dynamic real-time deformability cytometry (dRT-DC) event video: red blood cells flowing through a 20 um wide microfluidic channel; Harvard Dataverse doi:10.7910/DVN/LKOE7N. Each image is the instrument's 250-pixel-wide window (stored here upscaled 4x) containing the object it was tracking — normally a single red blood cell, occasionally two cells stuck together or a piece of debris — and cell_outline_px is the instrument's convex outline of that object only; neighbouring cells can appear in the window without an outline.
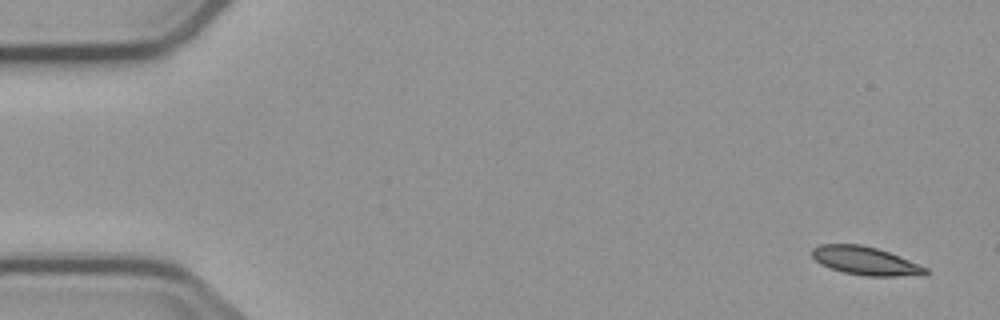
{"species": "common noctule bat (a hibernating species)", "species_latin": "Nyctalus noctula", "temperature_condition": "cold", "stored_images_in_passage": 5, "camera_frame_rate_fps": 3000, "um_per_image_px": 0.085, "animal": {"sex": "male", "body_mass_g": 23.1, "forearm_length_mm": 52.7}, "frame": {"image": 1, "passage_image": 1, "time_ms": 0.0, "image_size_px": [1000, 320], "cell_outline_px": [[928, 272], [924, 276], [864, 276], [844, 272], [820, 264], [812, 256], [812, 248], [820, 244], [860, 244], [876, 248], [888, 252], [920, 264], [928, 268]], "centroid_in_image_um": [73.59, 22.18], "position_along_channel_um": 11.4, "area_um2": 18.79}}
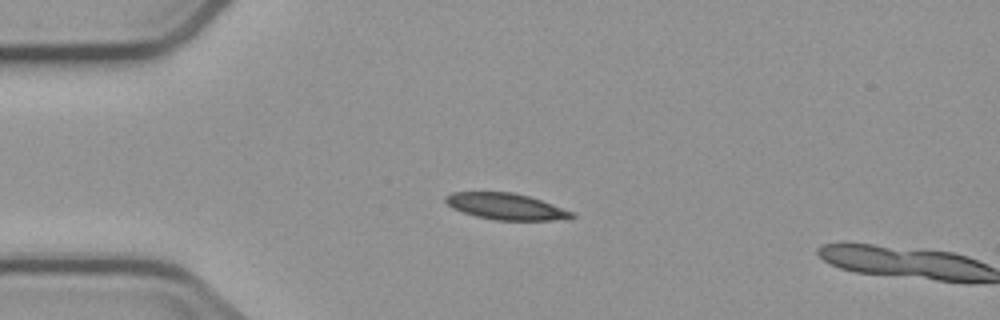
{"frame": {"image": 2, "passage_image": 4, "time_ms": 3.667, "image_size_px": [1000, 320], "cell_outline_px": [[576, 216], [568, 220], [496, 220], [476, 216], [452, 208], [444, 200], [444, 196], [452, 192], [512, 192], [528, 196], [576, 212]], "centroid_in_image_um": [43.05, 17.55], "position_along_channel_um": 41.9, "area_um2": 19.48}}